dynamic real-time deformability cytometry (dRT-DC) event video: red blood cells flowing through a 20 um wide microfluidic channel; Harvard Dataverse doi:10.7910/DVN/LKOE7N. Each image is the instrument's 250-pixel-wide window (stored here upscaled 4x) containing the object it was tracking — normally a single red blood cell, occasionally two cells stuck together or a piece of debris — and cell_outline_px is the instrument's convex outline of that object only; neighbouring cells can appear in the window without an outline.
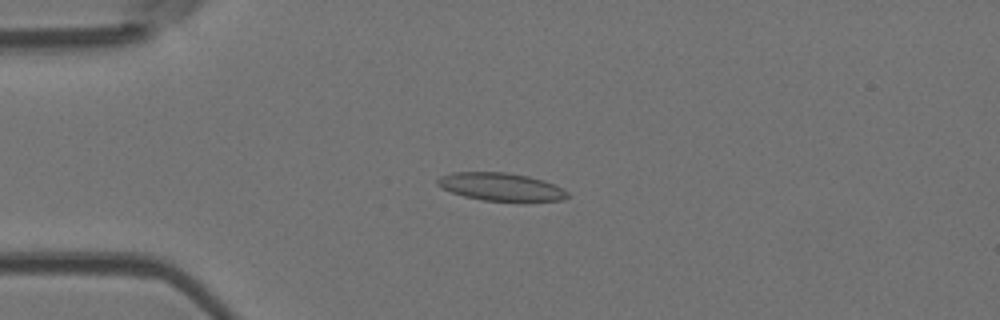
{"species": "Egyptian fruit bat (a non-hibernating species)", "species_latin": "Rousettus aegyptiacus", "temperature_condition": "room temperature", "stored_images_in_passage": 54, "camera_frame_rate_fps": 3000, "um_per_image_px": 0.085, "animal": {"sex": "female"}, "frame": {"image": 1, "passage_image": 14, "time_ms": 4.333, "image_size_px": [1000, 320], "cell_outline_px": [[568, 196], [564, 200], [524, 204], [484, 200], [464, 196], [452, 192], [436, 184], [436, 180], [440, 176], [452, 172], [504, 172], [528, 176], [544, 180], [568, 192]], "centroid_in_image_um": [42.64, 15.92], "position_along_channel_um": 42.4, "area_um2": 21.79}}
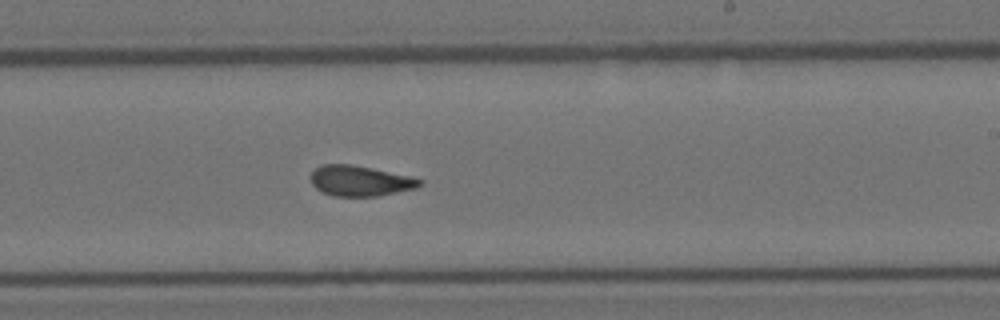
{"frame": {"image": 2, "passage_image": 33, "time_ms": 10.667, "image_size_px": [1000, 320], "cell_outline_px": [[424, 184], [416, 188], [380, 196], [332, 196], [316, 188], [312, 184], [308, 176], [320, 164], [348, 164], [372, 168], [412, 176], [424, 180]], "centroid_in_image_um": [30.63, 15.37], "position_along_channel_um": 258.4, "area_um2": 19.59}}
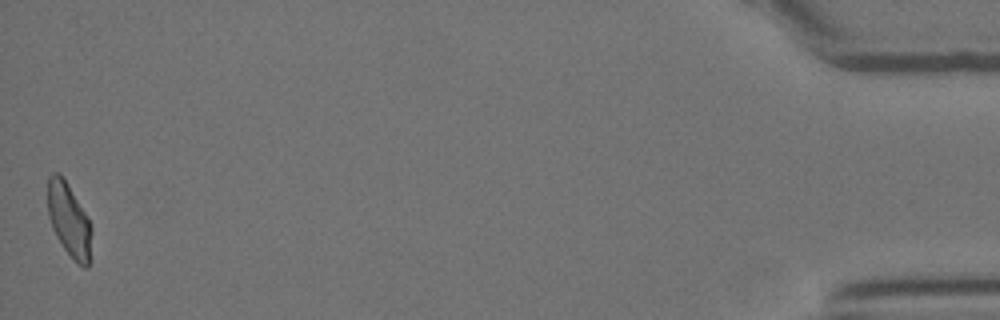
{"frame": {"image": 3, "passage_image": 54, "time_ms": 17.667, "image_size_px": [1000, 320], "cell_outline_px": [[92, 232], [88, 268], [84, 268], [76, 264], [64, 248], [56, 236], [52, 228], [48, 216], [48, 176], [52, 172], [60, 172], [68, 184], [92, 224]], "centroid_in_image_um": [5.87, 18.7], "position_along_channel_um": 429.3, "area_um2": 19.02}, "authors_computed_cell_mechanics": {"area_um2": 19.941, "velocity_mm_per_s": 3.7867, "shape_relaxation_time_tau1_ms": null, "shape_relaxation_time_tau2_ms": 1.743, "deformation_change_tau1": null, "deformation_change_tau2": 0.0813}}